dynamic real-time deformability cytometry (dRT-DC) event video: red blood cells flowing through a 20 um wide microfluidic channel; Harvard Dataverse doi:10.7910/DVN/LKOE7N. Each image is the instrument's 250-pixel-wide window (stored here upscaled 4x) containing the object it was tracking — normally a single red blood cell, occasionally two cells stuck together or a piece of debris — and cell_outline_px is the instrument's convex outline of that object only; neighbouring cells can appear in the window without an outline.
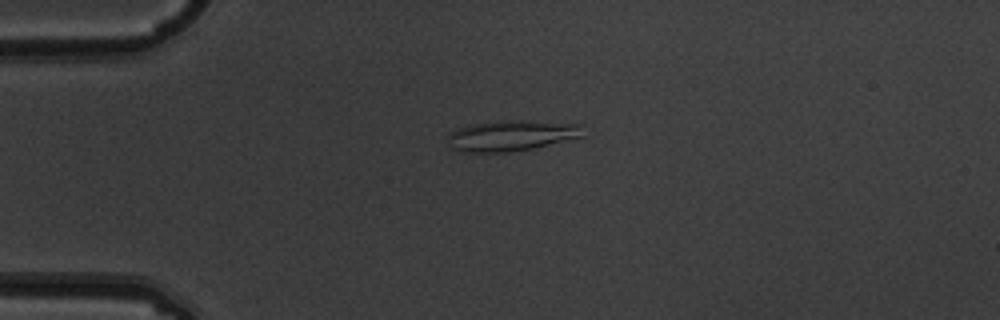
{"species": "common noctule bat (a hibernating species)", "species_latin": "Nyctalus noctula", "temperature_condition": "warm", "stored_images_in_passage": 8, "camera_frame_rate_fps": 3000, "um_per_image_px": 0.085, "animal": {"sex": "male", "body_mass_g": 19.5, "forearm_length_mm": 54.6}, "frame": {"image": 1, "passage_image": 4, "time_ms": 1.0, "image_size_px": [1000, 320], "cell_outline_px": [[584, 136], [572, 140], [532, 148], [508, 152], [464, 152], [452, 148], [448, 144], [448, 132], [472, 124], [500, 120], [528, 120], [584, 124]], "centroid_in_image_um": [43.54, 11.51], "position_along_channel_um": 41.5, "area_um2": 24.62}}
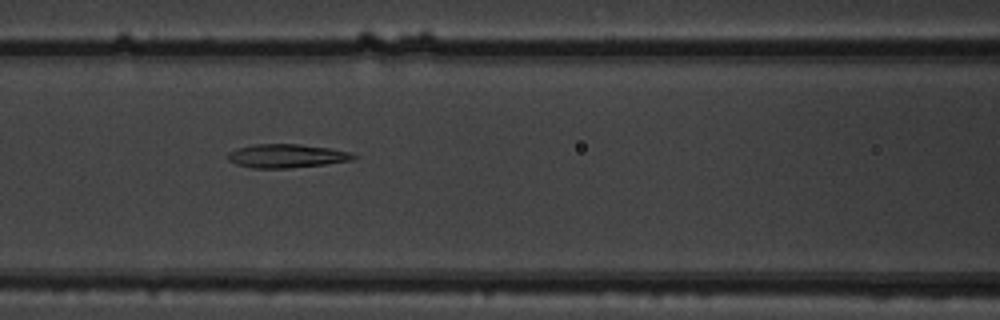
{"frame": {"image": 2, "passage_image": 7, "time_ms": 2.0, "image_size_px": [1000, 320], "cell_outline_px": [[360, 156], [356, 160], [324, 164], [288, 168], [252, 168], [236, 164], [228, 160], [228, 152], [236, 148], [256, 144], [300, 144], [328, 148], [352, 152]], "centroid_in_image_um": [24.41, 13.25], "position_along_channel_um": 142.2, "area_um2": 17.46}}
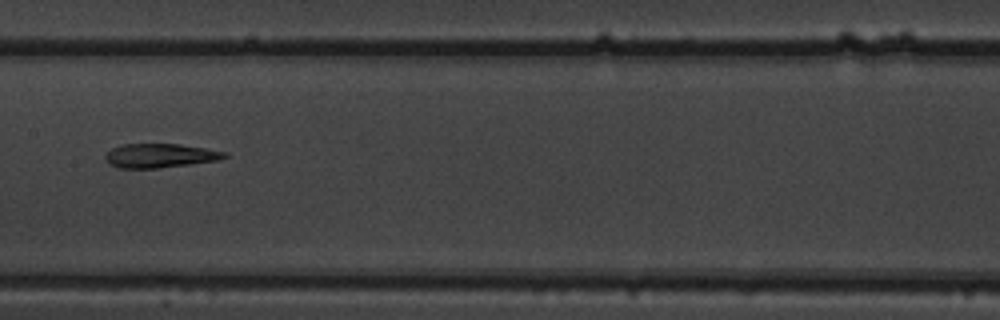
{"frame": {"image": 3, "passage_image": 8, "time_ms": 2.333, "image_size_px": [1000, 320], "cell_outline_px": [[228, 156], [216, 160], [160, 168], [120, 168], [108, 164], [104, 160], [104, 156], [112, 148], [124, 144], [180, 144], [228, 152]], "centroid_in_image_um": [13.56, 13.23], "position_along_channel_um": 193.8, "area_um2": 16.65}}